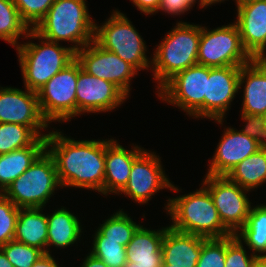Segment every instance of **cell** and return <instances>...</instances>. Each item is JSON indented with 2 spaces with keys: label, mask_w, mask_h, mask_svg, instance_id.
<instances>
[{
  "label": "cell",
  "mask_w": 266,
  "mask_h": 267,
  "mask_svg": "<svg viewBox=\"0 0 266 267\" xmlns=\"http://www.w3.org/2000/svg\"><path fill=\"white\" fill-rule=\"evenodd\" d=\"M28 38L38 39L40 44L29 41L19 44L15 49L18 52L24 88L37 92L75 59V51L42 38L33 29L28 32L25 39Z\"/></svg>",
  "instance_id": "cell-5"
},
{
  "label": "cell",
  "mask_w": 266,
  "mask_h": 267,
  "mask_svg": "<svg viewBox=\"0 0 266 267\" xmlns=\"http://www.w3.org/2000/svg\"><path fill=\"white\" fill-rule=\"evenodd\" d=\"M190 8L185 0H160L159 7L154 14L158 13V11H163L165 14L168 13L174 16L183 15Z\"/></svg>",
  "instance_id": "cell-38"
},
{
  "label": "cell",
  "mask_w": 266,
  "mask_h": 267,
  "mask_svg": "<svg viewBox=\"0 0 266 267\" xmlns=\"http://www.w3.org/2000/svg\"><path fill=\"white\" fill-rule=\"evenodd\" d=\"M236 6L243 48L252 59H266V0Z\"/></svg>",
  "instance_id": "cell-17"
},
{
  "label": "cell",
  "mask_w": 266,
  "mask_h": 267,
  "mask_svg": "<svg viewBox=\"0 0 266 267\" xmlns=\"http://www.w3.org/2000/svg\"><path fill=\"white\" fill-rule=\"evenodd\" d=\"M80 267H108L102 260L94 257L91 253L87 254Z\"/></svg>",
  "instance_id": "cell-41"
},
{
  "label": "cell",
  "mask_w": 266,
  "mask_h": 267,
  "mask_svg": "<svg viewBox=\"0 0 266 267\" xmlns=\"http://www.w3.org/2000/svg\"><path fill=\"white\" fill-rule=\"evenodd\" d=\"M157 46L152 57L157 91L175 74L197 63L201 25L177 22Z\"/></svg>",
  "instance_id": "cell-4"
},
{
  "label": "cell",
  "mask_w": 266,
  "mask_h": 267,
  "mask_svg": "<svg viewBox=\"0 0 266 267\" xmlns=\"http://www.w3.org/2000/svg\"><path fill=\"white\" fill-rule=\"evenodd\" d=\"M46 149V137H38L30 146L0 155V193L22 175Z\"/></svg>",
  "instance_id": "cell-23"
},
{
  "label": "cell",
  "mask_w": 266,
  "mask_h": 267,
  "mask_svg": "<svg viewBox=\"0 0 266 267\" xmlns=\"http://www.w3.org/2000/svg\"><path fill=\"white\" fill-rule=\"evenodd\" d=\"M186 1V3L191 7V9H192V7L195 5V3H197L196 1H198L199 3V8H203V0H185Z\"/></svg>",
  "instance_id": "cell-45"
},
{
  "label": "cell",
  "mask_w": 266,
  "mask_h": 267,
  "mask_svg": "<svg viewBox=\"0 0 266 267\" xmlns=\"http://www.w3.org/2000/svg\"><path fill=\"white\" fill-rule=\"evenodd\" d=\"M0 123H15L29 126L39 137L49 126L39 106L37 92L13 87H0Z\"/></svg>",
  "instance_id": "cell-14"
},
{
  "label": "cell",
  "mask_w": 266,
  "mask_h": 267,
  "mask_svg": "<svg viewBox=\"0 0 266 267\" xmlns=\"http://www.w3.org/2000/svg\"><path fill=\"white\" fill-rule=\"evenodd\" d=\"M206 238L167 226L162 240V261L170 267H196Z\"/></svg>",
  "instance_id": "cell-20"
},
{
  "label": "cell",
  "mask_w": 266,
  "mask_h": 267,
  "mask_svg": "<svg viewBox=\"0 0 266 267\" xmlns=\"http://www.w3.org/2000/svg\"><path fill=\"white\" fill-rule=\"evenodd\" d=\"M139 226L140 224L134 222L131 216L120 209L105 219L96 230L105 236V240L119 241V244L126 247Z\"/></svg>",
  "instance_id": "cell-29"
},
{
  "label": "cell",
  "mask_w": 266,
  "mask_h": 267,
  "mask_svg": "<svg viewBox=\"0 0 266 267\" xmlns=\"http://www.w3.org/2000/svg\"><path fill=\"white\" fill-rule=\"evenodd\" d=\"M196 267H225V237L203 241Z\"/></svg>",
  "instance_id": "cell-36"
},
{
  "label": "cell",
  "mask_w": 266,
  "mask_h": 267,
  "mask_svg": "<svg viewBox=\"0 0 266 267\" xmlns=\"http://www.w3.org/2000/svg\"><path fill=\"white\" fill-rule=\"evenodd\" d=\"M227 177L250 192L266 183V148H260L244 159Z\"/></svg>",
  "instance_id": "cell-26"
},
{
  "label": "cell",
  "mask_w": 266,
  "mask_h": 267,
  "mask_svg": "<svg viewBox=\"0 0 266 267\" xmlns=\"http://www.w3.org/2000/svg\"><path fill=\"white\" fill-rule=\"evenodd\" d=\"M223 1H225V0H203V8H207V6H211V5H213V4H217V3H221V2H223ZM235 2H236V0H235Z\"/></svg>",
  "instance_id": "cell-44"
},
{
  "label": "cell",
  "mask_w": 266,
  "mask_h": 267,
  "mask_svg": "<svg viewBox=\"0 0 266 267\" xmlns=\"http://www.w3.org/2000/svg\"><path fill=\"white\" fill-rule=\"evenodd\" d=\"M209 67L196 64L169 79L158 91L162 100L182 109L194 118H204V95H206Z\"/></svg>",
  "instance_id": "cell-9"
},
{
  "label": "cell",
  "mask_w": 266,
  "mask_h": 267,
  "mask_svg": "<svg viewBox=\"0 0 266 267\" xmlns=\"http://www.w3.org/2000/svg\"><path fill=\"white\" fill-rule=\"evenodd\" d=\"M241 66L209 67L204 118L223 124L226 111L239 91Z\"/></svg>",
  "instance_id": "cell-16"
},
{
  "label": "cell",
  "mask_w": 266,
  "mask_h": 267,
  "mask_svg": "<svg viewBox=\"0 0 266 267\" xmlns=\"http://www.w3.org/2000/svg\"><path fill=\"white\" fill-rule=\"evenodd\" d=\"M0 267H14L7 259L3 250L0 248Z\"/></svg>",
  "instance_id": "cell-42"
},
{
  "label": "cell",
  "mask_w": 266,
  "mask_h": 267,
  "mask_svg": "<svg viewBox=\"0 0 266 267\" xmlns=\"http://www.w3.org/2000/svg\"><path fill=\"white\" fill-rule=\"evenodd\" d=\"M255 256L266 254V205H254L245 225L235 234Z\"/></svg>",
  "instance_id": "cell-27"
},
{
  "label": "cell",
  "mask_w": 266,
  "mask_h": 267,
  "mask_svg": "<svg viewBox=\"0 0 266 267\" xmlns=\"http://www.w3.org/2000/svg\"><path fill=\"white\" fill-rule=\"evenodd\" d=\"M254 1H259V0H236V5L246 4Z\"/></svg>",
  "instance_id": "cell-46"
},
{
  "label": "cell",
  "mask_w": 266,
  "mask_h": 267,
  "mask_svg": "<svg viewBox=\"0 0 266 267\" xmlns=\"http://www.w3.org/2000/svg\"><path fill=\"white\" fill-rule=\"evenodd\" d=\"M241 86H244L241 113L266 116V59H252L241 66L239 89Z\"/></svg>",
  "instance_id": "cell-21"
},
{
  "label": "cell",
  "mask_w": 266,
  "mask_h": 267,
  "mask_svg": "<svg viewBox=\"0 0 266 267\" xmlns=\"http://www.w3.org/2000/svg\"><path fill=\"white\" fill-rule=\"evenodd\" d=\"M135 145L127 150L114 138L106 139L104 195L120 194L128 183L133 161L145 150Z\"/></svg>",
  "instance_id": "cell-19"
},
{
  "label": "cell",
  "mask_w": 266,
  "mask_h": 267,
  "mask_svg": "<svg viewBox=\"0 0 266 267\" xmlns=\"http://www.w3.org/2000/svg\"><path fill=\"white\" fill-rule=\"evenodd\" d=\"M253 267H261L257 262L253 265Z\"/></svg>",
  "instance_id": "cell-48"
},
{
  "label": "cell",
  "mask_w": 266,
  "mask_h": 267,
  "mask_svg": "<svg viewBox=\"0 0 266 267\" xmlns=\"http://www.w3.org/2000/svg\"><path fill=\"white\" fill-rule=\"evenodd\" d=\"M77 78L78 61L74 59L37 91L40 110L49 124L76 116Z\"/></svg>",
  "instance_id": "cell-10"
},
{
  "label": "cell",
  "mask_w": 266,
  "mask_h": 267,
  "mask_svg": "<svg viewBox=\"0 0 266 267\" xmlns=\"http://www.w3.org/2000/svg\"><path fill=\"white\" fill-rule=\"evenodd\" d=\"M30 30L13 1L0 0V39L17 47L20 36L25 39Z\"/></svg>",
  "instance_id": "cell-28"
},
{
  "label": "cell",
  "mask_w": 266,
  "mask_h": 267,
  "mask_svg": "<svg viewBox=\"0 0 266 267\" xmlns=\"http://www.w3.org/2000/svg\"><path fill=\"white\" fill-rule=\"evenodd\" d=\"M0 248L14 267H32L45 254L36 247L15 240L9 241Z\"/></svg>",
  "instance_id": "cell-32"
},
{
  "label": "cell",
  "mask_w": 266,
  "mask_h": 267,
  "mask_svg": "<svg viewBox=\"0 0 266 267\" xmlns=\"http://www.w3.org/2000/svg\"><path fill=\"white\" fill-rule=\"evenodd\" d=\"M203 185L213 200L223 225L235 235L246 223L251 203L246 190L227 176L206 174Z\"/></svg>",
  "instance_id": "cell-11"
},
{
  "label": "cell",
  "mask_w": 266,
  "mask_h": 267,
  "mask_svg": "<svg viewBox=\"0 0 266 267\" xmlns=\"http://www.w3.org/2000/svg\"><path fill=\"white\" fill-rule=\"evenodd\" d=\"M166 228L156 231L140 225L126 246L125 267H161V245Z\"/></svg>",
  "instance_id": "cell-22"
},
{
  "label": "cell",
  "mask_w": 266,
  "mask_h": 267,
  "mask_svg": "<svg viewBox=\"0 0 266 267\" xmlns=\"http://www.w3.org/2000/svg\"><path fill=\"white\" fill-rule=\"evenodd\" d=\"M21 19L30 29L35 26L46 16L48 10L55 0H12Z\"/></svg>",
  "instance_id": "cell-34"
},
{
  "label": "cell",
  "mask_w": 266,
  "mask_h": 267,
  "mask_svg": "<svg viewBox=\"0 0 266 267\" xmlns=\"http://www.w3.org/2000/svg\"><path fill=\"white\" fill-rule=\"evenodd\" d=\"M32 267H60L57 264L54 256L52 257L51 254H44L37 262L33 264Z\"/></svg>",
  "instance_id": "cell-40"
},
{
  "label": "cell",
  "mask_w": 266,
  "mask_h": 267,
  "mask_svg": "<svg viewBox=\"0 0 266 267\" xmlns=\"http://www.w3.org/2000/svg\"><path fill=\"white\" fill-rule=\"evenodd\" d=\"M113 11L103 25L95 24L94 41L138 71L151 69L152 59L146 55L147 45L143 37L125 14L117 9Z\"/></svg>",
  "instance_id": "cell-7"
},
{
  "label": "cell",
  "mask_w": 266,
  "mask_h": 267,
  "mask_svg": "<svg viewBox=\"0 0 266 267\" xmlns=\"http://www.w3.org/2000/svg\"><path fill=\"white\" fill-rule=\"evenodd\" d=\"M91 253L94 257L102 260L108 267H125L127 262L126 247L119 244V241L105 240L98 230L93 237Z\"/></svg>",
  "instance_id": "cell-31"
},
{
  "label": "cell",
  "mask_w": 266,
  "mask_h": 267,
  "mask_svg": "<svg viewBox=\"0 0 266 267\" xmlns=\"http://www.w3.org/2000/svg\"><path fill=\"white\" fill-rule=\"evenodd\" d=\"M243 245L236 235L225 237V267H253L257 256H249Z\"/></svg>",
  "instance_id": "cell-35"
},
{
  "label": "cell",
  "mask_w": 266,
  "mask_h": 267,
  "mask_svg": "<svg viewBox=\"0 0 266 267\" xmlns=\"http://www.w3.org/2000/svg\"><path fill=\"white\" fill-rule=\"evenodd\" d=\"M128 97L113 83L90 75L78 62L76 84V116L84 113H102L116 109Z\"/></svg>",
  "instance_id": "cell-15"
},
{
  "label": "cell",
  "mask_w": 266,
  "mask_h": 267,
  "mask_svg": "<svg viewBox=\"0 0 266 267\" xmlns=\"http://www.w3.org/2000/svg\"><path fill=\"white\" fill-rule=\"evenodd\" d=\"M160 158L155 152L144 150L133 161L128 183L120 195H127L126 197L131 198L135 203L144 205L148 204L152 196L162 189L181 191L167 178Z\"/></svg>",
  "instance_id": "cell-13"
},
{
  "label": "cell",
  "mask_w": 266,
  "mask_h": 267,
  "mask_svg": "<svg viewBox=\"0 0 266 267\" xmlns=\"http://www.w3.org/2000/svg\"><path fill=\"white\" fill-rule=\"evenodd\" d=\"M252 58L243 48L235 22L214 29L201 26L197 63L207 67L242 66Z\"/></svg>",
  "instance_id": "cell-8"
},
{
  "label": "cell",
  "mask_w": 266,
  "mask_h": 267,
  "mask_svg": "<svg viewBox=\"0 0 266 267\" xmlns=\"http://www.w3.org/2000/svg\"><path fill=\"white\" fill-rule=\"evenodd\" d=\"M47 215L42 208H20L14 239L47 254Z\"/></svg>",
  "instance_id": "cell-24"
},
{
  "label": "cell",
  "mask_w": 266,
  "mask_h": 267,
  "mask_svg": "<svg viewBox=\"0 0 266 267\" xmlns=\"http://www.w3.org/2000/svg\"><path fill=\"white\" fill-rule=\"evenodd\" d=\"M256 262L261 266V267H266V254H261L257 256Z\"/></svg>",
  "instance_id": "cell-43"
},
{
  "label": "cell",
  "mask_w": 266,
  "mask_h": 267,
  "mask_svg": "<svg viewBox=\"0 0 266 267\" xmlns=\"http://www.w3.org/2000/svg\"><path fill=\"white\" fill-rule=\"evenodd\" d=\"M135 7L145 15H154L157 11L160 0H131Z\"/></svg>",
  "instance_id": "cell-39"
},
{
  "label": "cell",
  "mask_w": 266,
  "mask_h": 267,
  "mask_svg": "<svg viewBox=\"0 0 266 267\" xmlns=\"http://www.w3.org/2000/svg\"><path fill=\"white\" fill-rule=\"evenodd\" d=\"M75 59L85 72L113 83L127 97L130 96L131 80L139 72L133 65L103 49L94 40L76 51Z\"/></svg>",
  "instance_id": "cell-12"
},
{
  "label": "cell",
  "mask_w": 266,
  "mask_h": 267,
  "mask_svg": "<svg viewBox=\"0 0 266 267\" xmlns=\"http://www.w3.org/2000/svg\"><path fill=\"white\" fill-rule=\"evenodd\" d=\"M38 137L29 126L0 123V155L30 146Z\"/></svg>",
  "instance_id": "cell-30"
},
{
  "label": "cell",
  "mask_w": 266,
  "mask_h": 267,
  "mask_svg": "<svg viewBox=\"0 0 266 267\" xmlns=\"http://www.w3.org/2000/svg\"><path fill=\"white\" fill-rule=\"evenodd\" d=\"M19 209L0 193V247L14 239Z\"/></svg>",
  "instance_id": "cell-33"
},
{
  "label": "cell",
  "mask_w": 266,
  "mask_h": 267,
  "mask_svg": "<svg viewBox=\"0 0 266 267\" xmlns=\"http://www.w3.org/2000/svg\"><path fill=\"white\" fill-rule=\"evenodd\" d=\"M165 209L171 217L169 225L179 232L209 238H224L233 235L222 223L217 208L202 185L198 190L169 198Z\"/></svg>",
  "instance_id": "cell-2"
},
{
  "label": "cell",
  "mask_w": 266,
  "mask_h": 267,
  "mask_svg": "<svg viewBox=\"0 0 266 267\" xmlns=\"http://www.w3.org/2000/svg\"><path fill=\"white\" fill-rule=\"evenodd\" d=\"M245 127L240 131L256 140L260 148H266V116L241 113Z\"/></svg>",
  "instance_id": "cell-37"
},
{
  "label": "cell",
  "mask_w": 266,
  "mask_h": 267,
  "mask_svg": "<svg viewBox=\"0 0 266 267\" xmlns=\"http://www.w3.org/2000/svg\"><path fill=\"white\" fill-rule=\"evenodd\" d=\"M224 129L206 174L227 176L240 162L260 149L255 139L240 130L231 126Z\"/></svg>",
  "instance_id": "cell-18"
},
{
  "label": "cell",
  "mask_w": 266,
  "mask_h": 267,
  "mask_svg": "<svg viewBox=\"0 0 266 267\" xmlns=\"http://www.w3.org/2000/svg\"><path fill=\"white\" fill-rule=\"evenodd\" d=\"M46 149L55 161L62 188L97 190L104 195L106 140H74L52 130Z\"/></svg>",
  "instance_id": "cell-1"
},
{
  "label": "cell",
  "mask_w": 266,
  "mask_h": 267,
  "mask_svg": "<svg viewBox=\"0 0 266 267\" xmlns=\"http://www.w3.org/2000/svg\"><path fill=\"white\" fill-rule=\"evenodd\" d=\"M161 267H170V265L165 264V263L162 261V263H161Z\"/></svg>",
  "instance_id": "cell-47"
},
{
  "label": "cell",
  "mask_w": 266,
  "mask_h": 267,
  "mask_svg": "<svg viewBox=\"0 0 266 267\" xmlns=\"http://www.w3.org/2000/svg\"><path fill=\"white\" fill-rule=\"evenodd\" d=\"M47 254L50 247L66 248L80 240L82 227L78 216L68 211L65 207L47 214Z\"/></svg>",
  "instance_id": "cell-25"
},
{
  "label": "cell",
  "mask_w": 266,
  "mask_h": 267,
  "mask_svg": "<svg viewBox=\"0 0 266 267\" xmlns=\"http://www.w3.org/2000/svg\"><path fill=\"white\" fill-rule=\"evenodd\" d=\"M60 187L62 188L55 161L45 149L2 194L18 208L44 209L50 197L55 194V190Z\"/></svg>",
  "instance_id": "cell-6"
},
{
  "label": "cell",
  "mask_w": 266,
  "mask_h": 267,
  "mask_svg": "<svg viewBox=\"0 0 266 267\" xmlns=\"http://www.w3.org/2000/svg\"><path fill=\"white\" fill-rule=\"evenodd\" d=\"M94 21L86 0H55L33 30L51 42H71L69 47L76 52L94 40Z\"/></svg>",
  "instance_id": "cell-3"
}]
</instances>
